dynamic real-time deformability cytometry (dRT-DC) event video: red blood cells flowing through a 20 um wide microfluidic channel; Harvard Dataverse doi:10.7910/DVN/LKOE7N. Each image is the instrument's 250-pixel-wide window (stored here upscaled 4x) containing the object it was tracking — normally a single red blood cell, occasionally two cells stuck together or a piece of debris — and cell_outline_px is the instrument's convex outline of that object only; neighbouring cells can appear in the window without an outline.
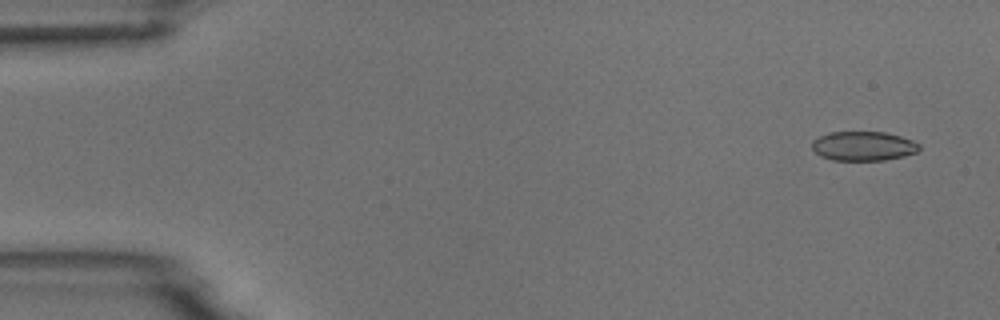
{"species": "common noctule bat (a hibernating species)", "species_latin": "Nyctalus noctula", "temperature_condition": "room temperature", "stored_images_in_passage": 4, "camera_frame_rate_fps": 3000, "um_per_image_px": 0.085, "animal": {"sex": "male", "body_mass_g": 18.8}, "frame": {"image": 1, "passage_image": 1, "time_ms": 0.0, "image_size_px": [1000, 320], "cell_outline_px": [[920, 148], [916, 152], [904, 156], [884, 160], [832, 160], [820, 156], [812, 148], [812, 140], [828, 132], [884, 132], [900, 136], [912, 140], [920, 144]], "centroid_in_image_um": [73.37, 12.41], "position_along_channel_um": 11.6, "area_um2": 18.32}}
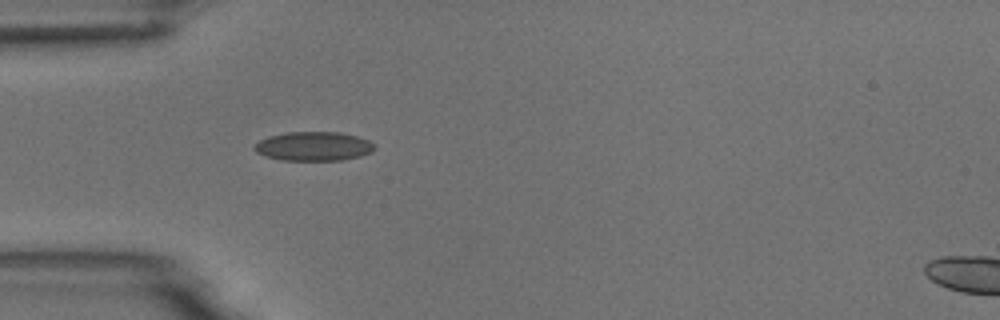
{"frame": {"image": 2, "passage_image": 4, "time_ms": 4.333, "image_size_px": [1000, 320], "cell_outline_px": [[376, 148], [372, 152], [360, 156], [340, 160], [280, 160], [264, 156], [256, 152], [252, 148], [260, 140], [268, 136], [288, 132], [340, 132], [356, 136], [368, 140], [376, 144]], "centroid_in_image_um": [26.66, 12.43], "position_along_channel_um": 58.3, "area_um2": 20.46}}